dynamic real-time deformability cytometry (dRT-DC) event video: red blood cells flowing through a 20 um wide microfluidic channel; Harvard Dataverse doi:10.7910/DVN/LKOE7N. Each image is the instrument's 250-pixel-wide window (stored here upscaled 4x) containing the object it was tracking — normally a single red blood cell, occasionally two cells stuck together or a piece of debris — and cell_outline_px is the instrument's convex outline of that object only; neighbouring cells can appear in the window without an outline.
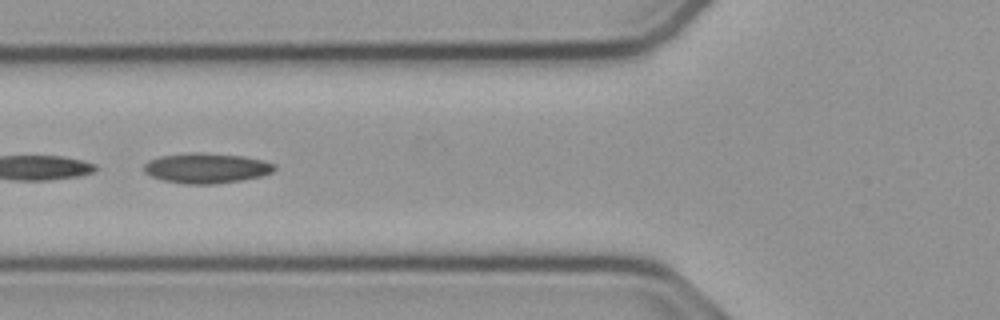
{"species": "common noctule bat (a hibernating species)", "species_latin": "Nyctalus noctula", "temperature_condition": "cold", "stored_images_in_passage": 29, "camera_frame_rate_fps": 3000, "um_per_image_px": 0.085, "animal": {"sex": "male", "body_mass_g": 23.1, "forearm_length_mm": 52.7}, "frame": {"image": 1, "passage_image": 20, "time_ms": 6.333, "image_size_px": [1000, 320], "cell_outline_px": [[276, 168], [272, 172], [264, 176], [216, 184], [184, 184], [164, 180], [152, 176], [144, 172], [144, 164], [148, 160], [160, 156], [188, 152], [204, 152], [244, 156], [264, 160], [276, 164]], "centroid_in_image_um": [17.57, 14.28], "position_along_channel_um": 108.2, "area_um2": 23.24}}